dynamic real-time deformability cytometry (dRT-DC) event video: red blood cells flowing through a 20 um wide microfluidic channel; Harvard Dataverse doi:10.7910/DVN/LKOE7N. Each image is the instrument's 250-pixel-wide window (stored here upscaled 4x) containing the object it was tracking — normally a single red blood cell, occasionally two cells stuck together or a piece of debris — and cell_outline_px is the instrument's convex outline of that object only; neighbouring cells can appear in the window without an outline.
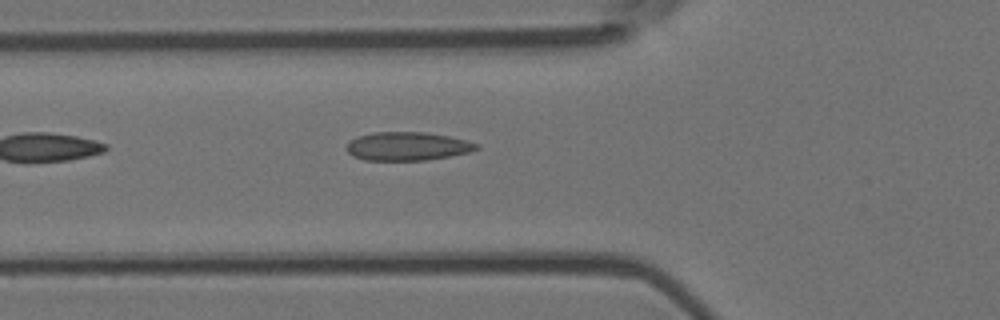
{"species": "Egyptian fruit bat (a non-hibernating species)", "species_latin": "Rousettus aegyptiacus", "temperature_condition": "room temperature", "stored_images_in_passage": 4, "camera_frame_rate_fps": 3000, "um_per_image_px": 0.085, "animal": {"sex": "female"}, "frame": {"image": 1, "passage_image": 4, "time_ms": 1.0, "image_size_px": [1000, 320], "cell_outline_px": [[480, 148], [468, 152], [428, 160], [364, 160], [352, 156], [344, 148], [348, 140], [372, 132], [424, 132], [448, 136], [480, 144]], "centroid_in_image_um": [34.58, 12.43], "position_along_channel_um": 91.2, "area_um2": 21.62}}